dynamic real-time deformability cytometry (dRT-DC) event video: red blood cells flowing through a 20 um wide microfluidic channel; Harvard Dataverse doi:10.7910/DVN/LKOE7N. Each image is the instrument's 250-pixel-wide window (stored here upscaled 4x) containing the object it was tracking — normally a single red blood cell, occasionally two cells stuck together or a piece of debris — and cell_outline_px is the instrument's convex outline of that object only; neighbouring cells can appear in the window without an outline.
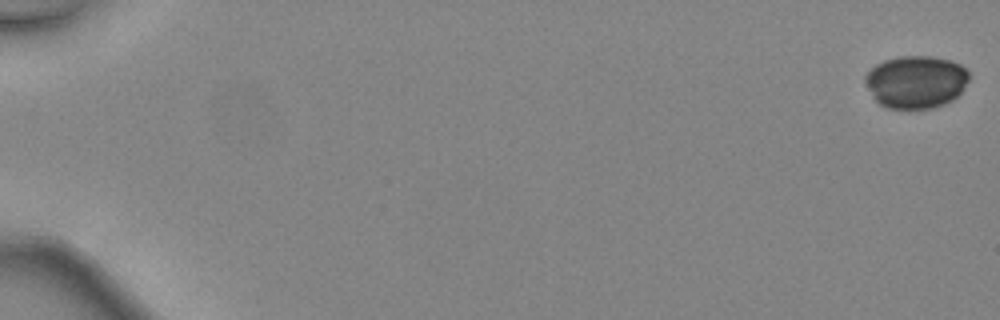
{"species": "common noctule bat (a hibernating species)", "species_latin": "Nyctalus noctula", "temperature_condition": "warm", "stored_images_in_passage": 48, "camera_frame_rate_fps": 3000, "um_per_image_px": 0.085, "animal": {"sex": "female", "body_mass_g": 24.6, "forearm_length_mm": 56.2}, "frame": {"image": 1, "passage_image": 1, "time_ms": 0.0, "image_size_px": [1000, 320], "cell_outline_px": [[968, 80], [960, 92], [952, 100], [944, 104], [932, 108], [888, 108], [880, 104], [872, 96], [864, 80], [864, 76], [876, 64], [884, 60], [900, 56], [932, 56], [948, 60], [960, 64], [968, 72]], "centroid_in_image_um": [77.83, 6.95], "position_along_channel_um": 7.2, "area_um2": 31.62}}
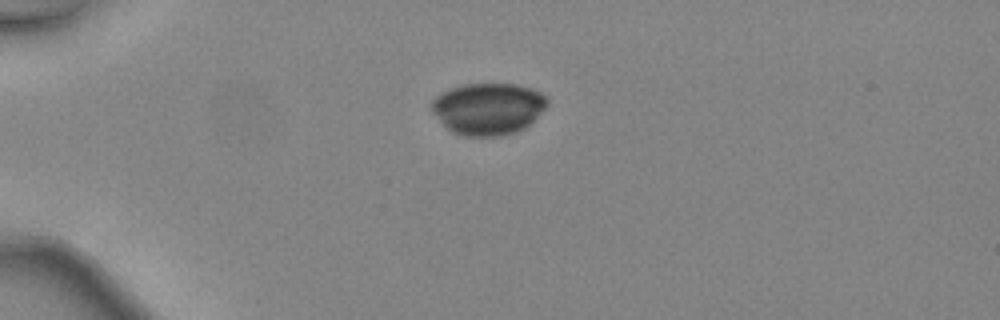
{"frame": {"image": 2, "passage_image": 14, "time_ms": 4.333, "image_size_px": [1000, 320], "cell_outline_px": [[548, 104], [524, 128], [516, 132], [504, 136], [460, 136], [452, 132], [432, 112], [432, 100], [436, 96], [452, 88], [464, 84], [516, 84], [532, 88], [540, 92], [548, 100]], "centroid_in_image_um": [41.49, 9.24], "position_along_channel_um": 43.5, "area_um2": 34.68}}